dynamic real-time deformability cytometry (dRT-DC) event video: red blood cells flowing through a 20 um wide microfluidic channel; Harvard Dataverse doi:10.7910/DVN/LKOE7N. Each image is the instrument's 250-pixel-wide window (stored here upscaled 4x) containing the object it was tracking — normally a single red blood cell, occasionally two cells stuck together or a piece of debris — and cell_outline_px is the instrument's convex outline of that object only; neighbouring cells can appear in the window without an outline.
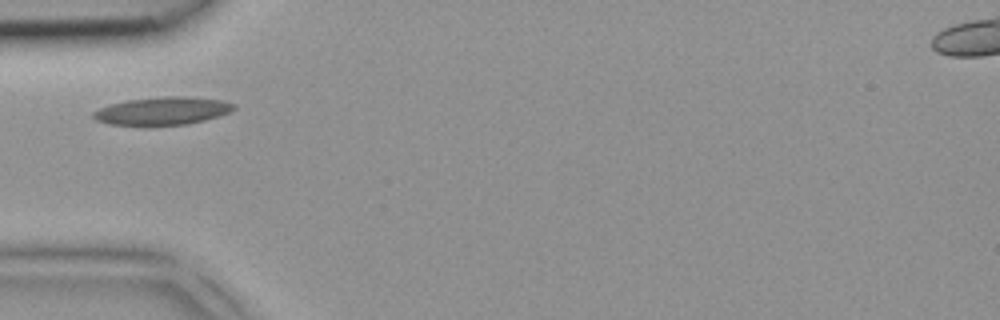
{"species": "common noctule bat (a hibernating species)", "species_latin": "Nyctalus noctula", "temperature_condition": "room temperature", "stored_images_in_passage": 3, "camera_frame_rate_fps": 3000, "um_per_image_px": 0.085, "animal": {"sex": "female", "body_mass_g": 18.4}, "frame": {"image": 1, "passage_image": 1, "time_ms": 0.0, "image_size_px": [1000, 320], "cell_outline_px": [[236, 108], [228, 112], [204, 120], [188, 124], [152, 128], [144, 128], [108, 124], [96, 120], [92, 116], [92, 112], [100, 108], [112, 104], [128, 100], [164, 96], [188, 96], [224, 100], [236, 104]], "centroid_in_image_um": [13.78, 9.47], "position_along_channel_um": 71.2, "area_um2": 23.7}}